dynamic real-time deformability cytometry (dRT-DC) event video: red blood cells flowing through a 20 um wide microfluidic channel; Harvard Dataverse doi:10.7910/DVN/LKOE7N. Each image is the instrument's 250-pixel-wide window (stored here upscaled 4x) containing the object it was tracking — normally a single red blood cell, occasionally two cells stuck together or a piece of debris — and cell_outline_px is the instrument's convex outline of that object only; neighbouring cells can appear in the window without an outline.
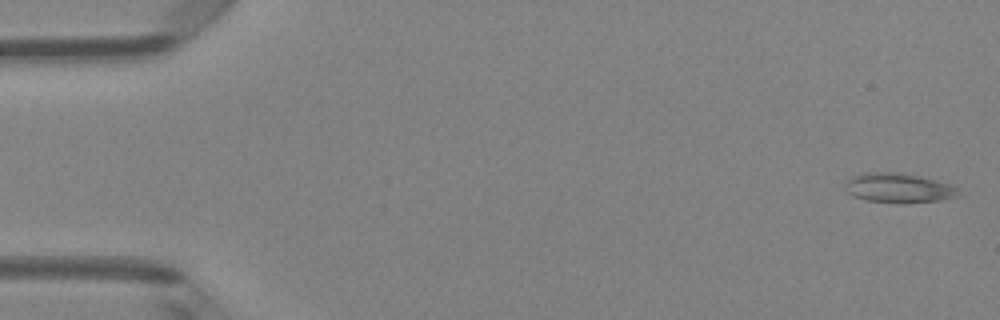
{"species": "Egyptian fruit bat (a non-hibernating species)", "species_latin": "Rousettus aegyptiacus", "temperature_condition": "room temperature", "stored_images_in_passage": 7, "camera_frame_rate_fps": 3000, "um_per_image_px": 0.085, "animal": {"sex": "female"}, "frame": {"image": 1, "passage_image": 1, "time_ms": 0.0, "image_size_px": [1000, 320], "cell_outline_px": [[964, 196], [940, 200], [864, 200], [852, 196], [844, 188], [844, 184], [852, 176], [864, 172], [900, 172], [920, 176], [936, 180], [948, 184], [956, 188]], "centroid_in_image_um": [76.36, 15.92], "position_along_channel_um": 8.6, "area_um2": 18.84}}
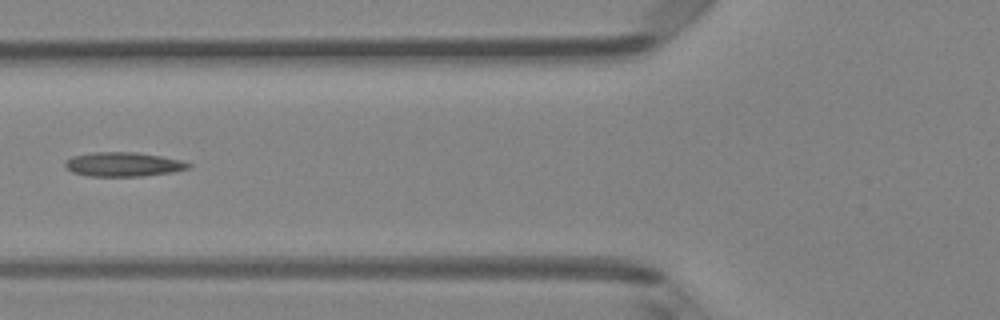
{"frame": {"image": 2, "passage_image": 6, "time_ms": 6.0, "image_size_px": [1000, 320], "cell_outline_px": [[192, 164], [188, 168], [172, 172], [144, 176], [88, 176], [72, 172], [64, 164], [64, 160], [72, 156], [92, 152], [136, 152], [160, 156], [180, 160]], "centroid_in_image_um": [10.44, 13.96], "position_along_channel_um": 115.4, "area_um2": 17.4}}
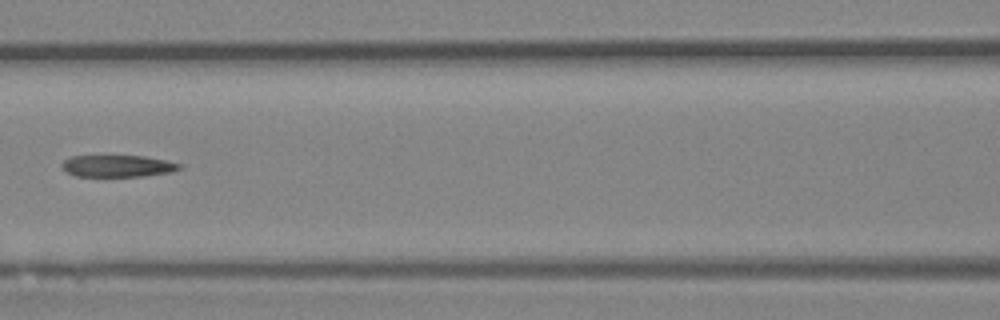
{"frame": {"image": 3, "passage_image": 7, "time_ms": 7.0, "image_size_px": [1000, 320], "cell_outline_px": [[184, 164], [180, 168], [172, 172], [144, 176], [76, 176], [68, 172], [60, 164], [64, 160], [72, 156], [144, 156], [168, 160]], "centroid_in_image_um": [10.06, 14.1], "position_along_channel_um": 156.5, "area_um2": 14.97}}